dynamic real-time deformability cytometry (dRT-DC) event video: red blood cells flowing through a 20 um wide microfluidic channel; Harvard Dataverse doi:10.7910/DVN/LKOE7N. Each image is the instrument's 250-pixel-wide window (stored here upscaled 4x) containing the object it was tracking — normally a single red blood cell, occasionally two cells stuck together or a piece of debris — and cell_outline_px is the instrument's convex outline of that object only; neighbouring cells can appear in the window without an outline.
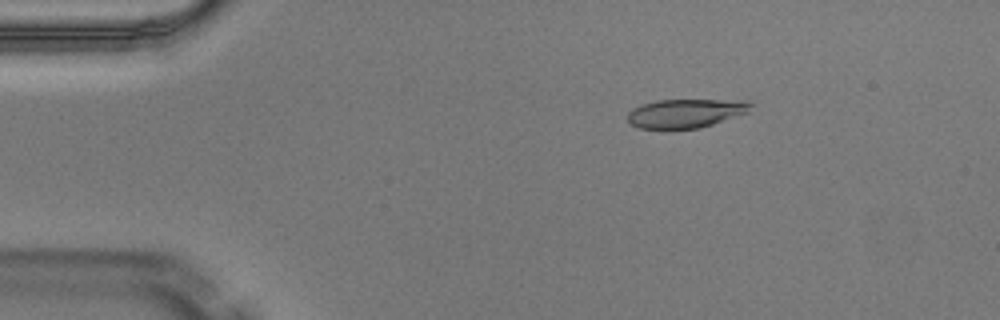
{"species": "Egyptian fruit bat (a non-hibernating species)", "species_latin": "Rousettus aegyptiacus", "temperature_condition": "warm", "stored_images_in_passage": 5, "camera_frame_rate_fps": 3000, "um_per_image_px": 0.085, "animal": {"sex": "male"}, "frame": {"image": 1, "passage_image": 2, "time_ms": 0.333, "image_size_px": [1000, 320], "cell_outline_px": [[752, 104], [748, 112], [700, 128], [640, 128], [628, 124], [628, 112], [632, 108], [656, 100], [748, 100]], "centroid_in_image_um": [58.27, 9.62], "position_along_channel_um": 26.7, "area_um2": 20.52}}
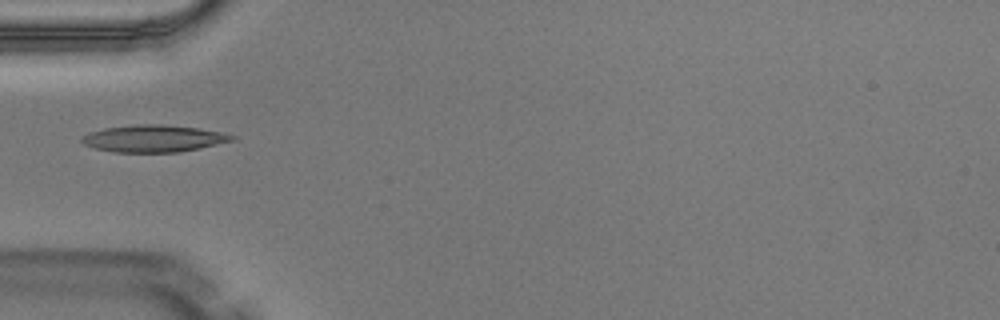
{"frame": {"image": 2, "passage_image": 4, "time_ms": 1.0, "image_size_px": [1000, 320], "cell_outline_px": [[236, 140], [200, 148], [180, 152], [112, 152], [96, 148], [84, 144], [80, 140], [88, 132], [104, 128], [136, 124], [160, 124], [200, 128], [220, 132], [236, 136]], "centroid_in_image_um": [13.07, 11.77], "position_along_channel_um": 71.9, "area_um2": 23.7}}